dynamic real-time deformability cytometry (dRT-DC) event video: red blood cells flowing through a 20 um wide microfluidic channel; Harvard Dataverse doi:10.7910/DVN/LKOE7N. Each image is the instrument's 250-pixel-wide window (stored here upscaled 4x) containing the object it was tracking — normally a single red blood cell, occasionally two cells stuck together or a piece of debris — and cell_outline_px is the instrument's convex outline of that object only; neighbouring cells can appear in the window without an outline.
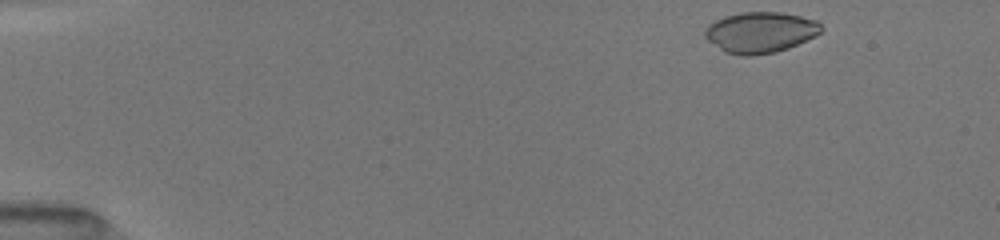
{"species": "common noctule bat (a hibernating species)", "species_latin": "Nyctalus noctula", "temperature_condition": "room temperature", "stored_images_in_passage": 68, "camera_frame_rate_fps": 3000, "um_per_image_px": 0.085, "animal": {"sex": "female", "body_mass_g": 19.5, "forearm_length_mm": 54.1}, "frame": {"image": 1, "passage_image": 1, "time_ms": 0.0, "image_size_px": [1000, 240], "cell_outline_px": [[824, 28], [816, 36], [788, 48], [776, 52], [748, 56], [740, 56], [724, 52], [708, 40], [704, 36], [704, 28], [708, 24], [724, 16], [740, 12], [780, 12], [800, 16], [816, 20]], "centroid_in_image_um": [64.61, 2.75], "position_along_channel_um": 20.4, "area_um2": 27.86}}
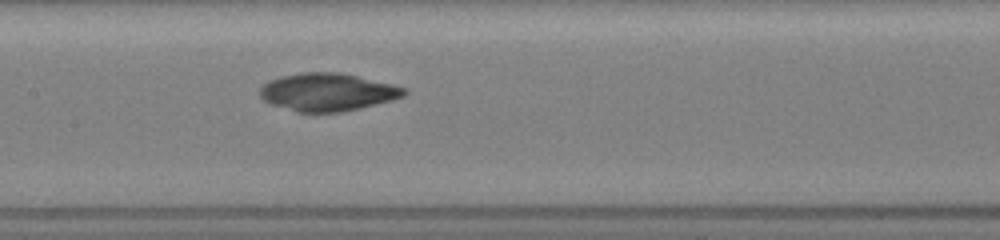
{"frame": {"image": 2, "passage_image": 24, "time_ms": 6.667, "image_size_px": [1000, 240], "cell_outline_px": [[408, 92], [404, 96], [392, 100], [344, 112], [296, 112], [272, 104], [264, 100], [260, 96], [260, 88], [268, 80], [280, 76], [300, 72], [340, 72], [392, 84], [404, 88]], "centroid_in_image_um": [27.83, 7.82], "position_along_channel_um": 179.6, "area_um2": 31.79}}
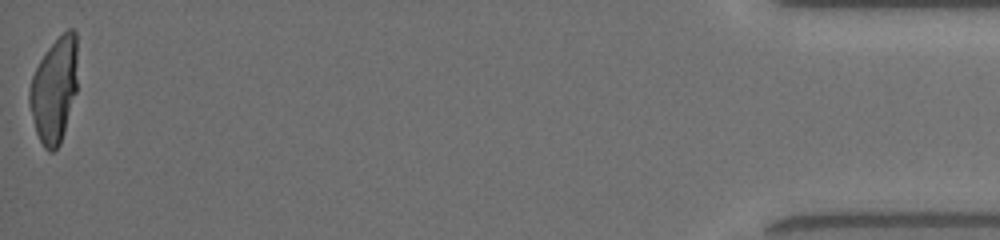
{"frame": {"image": 3, "passage_image": 67, "time_ms": 15.0, "image_size_px": [1000, 240], "cell_outline_px": [[76, 92], [64, 132], [60, 144], [52, 152], [48, 152], [44, 148], [36, 132], [28, 104], [28, 92], [32, 76], [40, 60], [48, 48], [68, 28], [72, 28], [76, 32]], "centroid_in_image_um": [4.59, 7.66], "position_along_channel_um": 430.6, "area_um2": 29.25}}